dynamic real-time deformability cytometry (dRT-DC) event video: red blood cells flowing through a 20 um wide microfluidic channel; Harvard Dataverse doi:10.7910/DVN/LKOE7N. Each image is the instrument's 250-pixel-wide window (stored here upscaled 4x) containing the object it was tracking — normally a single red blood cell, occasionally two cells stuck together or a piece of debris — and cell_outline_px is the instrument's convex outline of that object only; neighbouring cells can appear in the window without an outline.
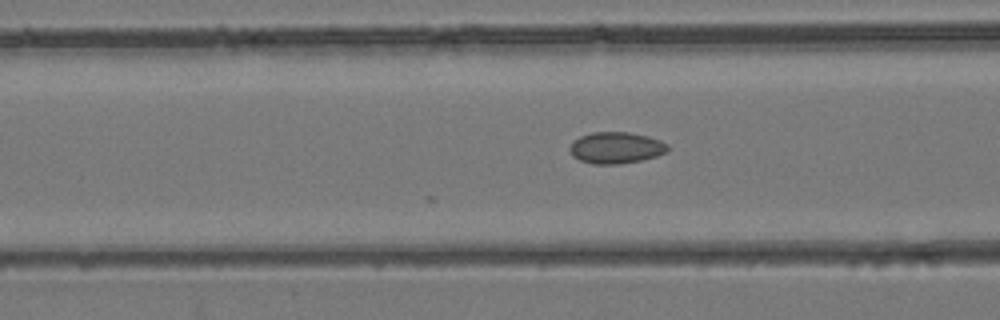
{"species": "common noctule bat (a hibernating species)", "species_latin": "Nyctalus noctula", "temperature_condition": "room temperature", "stored_images_in_passage": 15, "camera_frame_rate_fps": 3000, "um_per_image_px": 0.085, "animal": {"sex": "female", "body_mass_g": 24.6, "forearm_length_mm": 56.2}, "frame": {"image": 1, "passage_image": 15, "time_ms": 4.667, "image_size_px": [1000, 320], "cell_outline_px": [[668, 152], [656, 156], [640, 160], [620, 164], [592, 164], [580, 160], [572, 156], [568, 148], [580, 136], [592, 132], [628, 132], [648, 136], [660, 140], [668, 144]], "centroid_in_image_um": [52.37, 12.56], "position_along_channel_um": 114.2, "area_um2": 17.98}}